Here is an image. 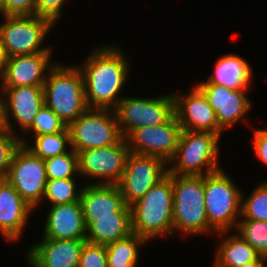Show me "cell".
I'll return each instance as SVG.
<instances>
[{
  "instance_id": "cell-15",
  "label": "cell",
  "mask_w": 267,
  "mask_h": 267,
  "mask_svg": "<svg viewBox=\"0 0 267 267\" xmlns=\"http://www.w3.org/2000/svg\"><path fill=\"white\" fill-rule=\"evenodd\" d=\"M206 96L210 106L216 112L219 126L223 130L243 122L252 108L248 92L252 89L232 90L225 86L210 84L205 80L195 84Z\"/></svg>"
},
{
  "instance_id": "cell-8",
  "label": "cell",
  "mask_w": 267,
  "mask_h": 267,
  "mask_svg": "<svg viewBox=\"0 0 267 267\" xmlns=\"http://www.w3.org/2000/svg\"><path fill=\"white\" fill-rule=\"evenodd\" d=\"M68 129L71 148L76 152L107 147L123 138L112 109L88 108Z\"/></svg>"
},
{
  "instance_id": "cell-26",
  "label": "cell",
  "mask_w": 267,
  "mask_h": 267,
  "mask_svg": "<svg viewBox=\"0 0 267 267\" xmlns=\"http://www.w3.org/2000/svg\"><path fill=\"white\" fill-rule=\"evenodd\" d=\"M148 242L132 233L127 238L106 245L108 267H138L141 247ZM140 248V249H139Z\"/></svg>"
},
{
  "instance_id": "cell-10",
  "label": "cell",
  "mask_w": 267,
  "mask_h": 267,
  "mask_svg": "<svg viewBox=\"0 0 267 267\" xmlns=\"http://www.w3.org/2000/svg\"><path fill=\"white\" fill-rule=\"evenodd\" d=\"M77 153L80 180H87L85 184H117L124 173L130 149L123 137L116 144Z\"/></svg>"
},
{
  "instance_id": "cell-21",
  "label": "cell",
  "mask_w": 267,
  "mask_h": 267,
  "mask_svg": "<svg viewBox=\"0 0 267 267\" xmlns=\"http://www.w3.org/2000/svg\"><path fill=\"white\" fill-rule=\"evenodd\" d=\"M83 217L114 216L131 213L117 184H84L80 196Z\"/></svg>"
},
{
  "instance_id": "cell-25",
  "label": "cell",
  "mask_w": 267,
  "mask_h": 267,
  "mask_svg": "<svg viewBox=\"0 0 267 267\" xmlns=\"http://www.w3.org/2000/svg\"><path fill=\"white\" fill-rule=\"evenodd\" d=\"M21 137V144L28 148L35 156L43 160L69 152L71 148L70 132L68 127L55 134Z\"/></svg>"
},
{
  "instance_id": "cell-28",
  "label": "cell",
  "mask_w": 267,
  "mask_h": 267,
  "mask_svg": "<svg viewBox=\"0 0 267 267\" xmlns=\"http://www.w3.org/2000/svg\"><path fill=\"white\" fill-rule=\"evenodd\" d=\"M248 198L241 193L240 219L267 221V181L258 182Z\"/></svg>"
},
{
  "instance_id": "cell-9",
  "label": "cell",
  "mask_w": 267,
  "mask_h": 267,
  "mask_svg": "<svg viewBox=\"0 0 267 267\" xmlns=\"http://www.w3.org/2000/svg\"><path fill=\"white\" fill-rule=\"evenodd\" d=\"M119 130L126 138L143 126H157L168 122L174 114V98L169 94L156 97L124 96L114 109Z\"/></svg>"
},
{
  "instance_id": "cell-35",
  "label": "cell",
  "mask_w": 267,
  "mask_h": 267,
  "mask_svg": "<svg viewBox=\"0 0 267 267\" xmlns=\"http://www.w3.org/2000/svg\"><path fill=\"white\" fill-rule=\"evenodd\" d=\"M35 15V0H3V16Z\"/></svg>"
},
{
  "instance_id": "cell-38",
  "label": "cell",
  "mask_w": 267,
  "mask_h": 267,
  "mask_svg": "<svg viewBox=\"0 0 267 267\" xmlns=\"http://www.w3.org/2000/svg\"><path fill=\"white\" fill-rule=\"evenodd\" d=\"M240 267H267V257L259 256L256 260L246 263Z\"/></svg>"
},
{
  "instance_id": "cell-2",
  "label": "cell",
  "mask_w": 267,
  "mask_h": 267,
  "mask_svg": "<svg viewBox=\"0 0 267 267\" xmlns=\"http://www.w3.org/2000/svg\"><path fill=\"white\" fill-rule=\"evenodd\" d=\"M130 207L132 231L148 243L155 238L174 235L172 174L167 173Z\"/></svg>"
},
{
  "instance_id": "cell-5",
  "label": "cell",
  "mask_w": 267,
  "mask_h": 267,
  "mask_svg": "<svg viewBox=\"0 0 267 267\" xmlns=\"http://www.w3.org/2000/svg\"><path fill=\"white\" fill-rule=\"evenodd\" d=\"M220 140L219 134L182 130L176 152L168 162V173L205 176L221 169Z\"/></svg>"
},
{
  "instance_id": "cell-4",
  "label": "cell",
  "mask_w": 267,
  "mask_h": 267,
  "mask_svg": "<svg viewBox=\"0 0 267 267\" xmlns=\"http://www.w3.org/2000/svg\"><path fill=\"white\" fill-rule=\"evenodd\" d=\"M44 102L68 127L89 107L86 102L84 79L76 64L57 62L43 85Z\"/></svg>"
},
{
  "instance_id": "cell-40",
  "label": "cell",
  "mask_w": 267,
  "mask_h": 267,
  "mask_svg": "<svg viewBox=\"0 0 267 267\" xmlns=\"http://www.w3.org/2000/svg\"><path fill=\"white\" fill-rule=\"evenodd\" d=\"M0 17H3V0H0Z\"/></svg>"
},
{
  "instance_id": "cell-3",
  "label": "cell",
  "mask_w": 267,
  "mask_h": 267,
  "mask_svg": "<svg viewBox=\"0 0 267 267\" xmlns=\"http://www.w3.org/2000/svg\"><path fill=\"white\" fill-rule=\"evenodd\" d=\"M174 234L181 236L217 233L208 223L204 204L203 175L172 174Z\"/></svg>"
},
{
  "instance_id": "cell-1",
  "label": "cell",
  "mask_w": 267,
  "mask_h": 267,
  "mask_svg": "<svg viewBox=\"0 0 267 267\" xmlns=\"http://www.w3.org/2000/svg\"><path fill=\"white\" fill-rule=\"evenodd\" d=\"M94 47L77 65L84 79L86 102L89 108L114 110L124 97L120 94L129 79L131 63L120 45Z\"/></svg>"
},
{
  "instance_id": "cell-30",
  "label": "cell",
  "mask_w": 267,
  "mask_h": 267,
  "mask_svg": "<svg viewBox=\"0 0 267 267\" xmlns=\"http://www.w3.org/2000/svg\"><path fill=\"white\" fill-rule=\"evenodd\" d=\"M44 164L47 180L80 177L78 153L73 149L64 154L45 159Z\"/></svg>"
},
{
  "instance_id": "cell-34",
  "label": "cell",
  "mask_w": 267,
  "mask_h": 267,
  "mask_svg": "<svg viewBox=\"0 0 267 267\" xmlns=\"http://www.w3.org/2000/svg\"><path fill=\"white\" fill-rule=\"evenodd\" d=\"M66 1L68 2V0H35V16L48 19L54 25H57L63 15V7L67 3Z\"/></svg>"
},
{
  "instance_id": "cell-32",
  "label": "cell",
  "mask_w": 267,
  "mask_h": 267,
  "mask_svg": "<svg viewBox=\"0 0 267 267\" xmlns=\"http://www.w3.org/2000/svg\"><path fill=\"white\" fill-rule=\"evenodd\" d=\"M20 145L19 136L8 129L0 132V181L6 179L13 155Z\"/></svg>"
},
{
  "instance_id": "cell-36",
  "label": "cell",
  "mask_w": 267,
  "mask_h": 267,
  "mask_svg": "<svg viewBox=\"0 0 267 267\" xmlns=\"http://www.w3.org/2000/svg\"><path fill=\"white\" fill-rule=\"evenodd\" d=\"M253 137L251 140V146L254 150V156L258 158V160L261 161V163H264L267 165V128H253Z\"/></svg>"
},
{
  "instance_id": "cell-12",
  "label": "cell",
  "mask_w": 267,
  "mask_h": 267,
  "mask_svg": "<svg viewBox=\"0 0 267 267\" xmlns=\"http://www.w3.org/2000/svg\"><path fill=\"white\" fill-rule=\"evenodd\" d=\"M168 173V163L154 155L129 153L121 179L117 183L128 206L140 200Z\"/></svg>"
},
{
  "instance_id": "cell-23",
  "label": "cell",
  "mask_w": 267,
  "mask_h": 267,
  "mask_svg": "<svg viewBox=\"0 0 267 267\" xmlns=\"http://www.w3.org/2000/svg\"><path fill=\"white\" fill-rule=\"evenodd\" d=\"M86 241L108 245L127 238L133 233L131 213H114V216L84 217Z\"/></svg>"
},
{
  "instance_id": "cell-19",
  "label": "cell",
  "mask_w": 267,
  "mask_h": 267,
  "mask_svg": "<svg viewBox=\"0 0 267 267\" xmlns=\"http://www.w3.org/2000/svg\"><path fill=\"white\" fill-rule=\"evenodd\" d=\"M34 210L5 179L0 181V234L7 242L21 240Z\"/></svg>"
},
{
  "instance_id": "cell-7",
  "label": "cell",
  "mask_w": 267,
  "mask_h": 267,
  "mask_svg": "<svg viewBox=\"0 0 267 267\" xmlns=\"http://www.w3.org/2000/svg\"><path fill=\"white\" fill-rule=\"evenodd\" d=\"M0 35L7 58L35 53H53L44 42L55 25L35 15L3 16ZM45 44V46H43Z\"/></svg>"
},
{
  "instance_id": "cell-13",
  "label": "cell",
  "mask_w": 267,
  "mask_h": 267,
  "mask_svg": "<svg viewBox=\"0 0 267 267\" xmlns=\"http://www.w3.org/2000/svg\"><path fill=\"white\" fill-rule=\"evenodd\" d=\"M181 132L182 128L174 115L161 125L137 128L125 139L130 152L154 155L168 163L176 152Z\"/></svg>"
},
{
  "instance_id": "cell-22",
  "label": "cell",
  "mask_w": 267,
  "mask_h": 267,
  "mask_svg": "<svg viewBox=\"0 0 267 267\" xmlns=\"http://www.w3.org/2000/svg\"><path fill=\"white\" fill-rule=\"evenodd\" d=\"M207 83L225 86L232 90L252 89L253 70L244 57L228 53L216 60L213 73ZM252 85V86H251Z\"/></svg>"
},
{
  "instance_id": "cell-29",
  "label": "cell",
  "mask_w": 267,
  "mask_h": 267,
  "mask_svg": "<svg viewBox=\"0 0 267 267\" xmlns=\"http://www.w3.org/2000/svg\"><path fill=\"white\" fill-rule=\"evenodd\" d=\"M234 232L244 239L259 256L267 257V221L239 219Z\"/></svg>"
},
{
  "instance_id": "cell-11",
  "label": "cell",
  "mask_w": 267,
  "mask_h": 267,
  "mask_svg": "<svg viewBox=\"0 0 267 267\" xmlns=\"http://www.w3.org/2000/svg\"><path fill=\"white\" fill-rule=\"evenodd\" d=\"M6 180L33 209L42 204L47 184L44 160L24 145L15 151Z\"/></svg>"
},
{
  "instance_id": "cell-14",
  "label": "cell",
  "mask_w": 267,
  "mask_h": 267,
  "mask_svg": "<svg viewBox=\"0 0 267 267\" xmlns=\"http://www.w3.org/2000/svg\"><path fill=\"white\" fill-rule=\"evenodd\" d=\"M172 95L174 114L182 130L209 132L222 137L224 130L218 124L216 112L195 84L186 93L176 92Z\"/></svg>"
},
{
  "instance_id": "cell-18",
  "label": "cell",
  "mask_w": 267,
  "mask_h": 267,
  "mask_svg": "<svg viewBox=\"0 0 267 267\" xmlns=\"http://www.w3.org/2000/svg\"><path fill=\"white\" fill-rule=\"evenodd\" d=\"M86 239H41L27 248L29 267H78Z\"/></svg>"
},
{
  "instance_id": "cell-17",
  "label": "cell",
  "mask_w": 267,
  "mask_h": 267,
  "mask_svg": "<svg viewBox=\"0 0 267 267\" xmlns=\"http://www.w3.org/2000/svg\"><path fill=\"white\" fill-rule=\"evenodd\" d=\"M52 53L17 55L6 59L0 74V87L43 86L49 71L56 65Z\"/></svg>"
},
{
  "instance_id": "cell-37",
  "label": "cell",
  "mask_w": 267,
  "mask_h": 267,
  "mask_svg": "<svg viewBox=\"0 0 267 267\" xmlns=\"http://www.w3.org/2000/svg\"><path fill=\"white\" fill-rule=\"evenodd\" d=\"M6 119H5V100L3 91L0 88V132L6 130Z\"/></svg>"
},
{
  "instance_id": "cell-31",
  "label": "cell",
  "mask_w": 267,
  "mask_h": 267,
  "mask_svg": "<svg viewBox=\"0 0 267 267\" xmlns=\"http://www.w3.org/2000/svg\"><path fill=\"white\" fill-rule=\"evenodd\" d=\"M66 124L45 104L41 107L32 125L24 132L26 136H40L64 131ZM29 133V134H28Z\"/></svg>"
},
{
  "instance_id": "cell-20",
  "label": "cell",
  "mask_w": 267,
  "mask_h": 267,
  "mask_svg": "<svg viewBox=\"0 0 267 267\" xmlns=\"http://www.w3.org/2000/svg\"><path fill=\"white\" fill-rule=\"evenodd\" d=\"M42 239H86L81 202L48 206Z\"/></svg>"
},
{
  "instance_id": "cell-27",
  "label": "cell",
  "mask_w": 267,
  "mask_h": 267,
  "mask_svg": "<svg viewBox=\"0 0 267 267\" xmlns=\"http://www.w3.org/2000/svg\"><path fill=\"white\" fill-rule=\"evenodd\" d=\"M77 179L47 180L42 202H50L51 204L48 203V205L52 206L80 201L83 184H80L82 185L80 188Z\"/></svg>"
},
{
  "instance_id": "cell-16",
  "label": "cell",
  "mask_w": 267,
  "mask_h": 267,
  "mask_svg": "<svg viewBox=\"0 0 267 267\" xmlns=\"http://www.w3.org/2000/svg\"><path fill=\"white\" fill-rule=\"evenodd\" d=\"M0 88L5 100L6 128L20 137L32 125L39 110L45 104L43 86ZM18 130L23 131L21 135L18 134Z\"/></svg>"
},
{
  "instance_id": "cell-33",
  "label": "cell",
  "mask_w": 267,
  "mask_h": 267,
  "mask_svg": "<svg viewBox=\"0 0 267 267\" xmlns=\"http://www.w3.org/2000/svg\"><path fill=\"white\" fill-rule=\"evenodd\" d=\"M78 267H108L106 246L85 241Z\"/></svg>"
},
{
  "instance_id": "cell-24",
  "label": "cell",
  "mask_w": 267,
  "mask_h": 267,
  "mask_svg": "<svg viewBox=\"0 0 267 267\" xmlns=\"http://www.w3.org/2000/svg\"><path fill=\"white\" fill-rule=\"evenodd\" d=\"M215 236L219 238V244L214 253L213 267H240L259 257V254L234 231L217 232L214 238Z\"/></svg>"
},
{
  "instance_id": "cell-6",
  "label": "cell",
  "mask_w": 267,
  "mask_h": 267,
  "mask_svg": "<svg viewBox=\"0 0 267 267\" xmlns=\"http://www.w3.org/2000/svg\"><path fill=\"white\" fill-rule=\"evenodd\" d=\"M223 169L204 176L206 215L216 232L234 231L241 216L242 190Z\"/></svg>"
},
{
  "instance_id": "cell-39",
  "label": "cell",
  "mask_w": 267,
  "mask_h": 267,
  "mask_svg": "<svg viewBox=\"0 0 267 267\" xmlns=\"http://www.w3.org/2000/svg\"><path fill=\"white\" fill-rule=\"evenodd\" d=\"M6 59H7V57L5 55V51L3 48V43H2V39H1V35H0V74L2 73V71L4 69Z\"/></svg>"
}]
</instances>
